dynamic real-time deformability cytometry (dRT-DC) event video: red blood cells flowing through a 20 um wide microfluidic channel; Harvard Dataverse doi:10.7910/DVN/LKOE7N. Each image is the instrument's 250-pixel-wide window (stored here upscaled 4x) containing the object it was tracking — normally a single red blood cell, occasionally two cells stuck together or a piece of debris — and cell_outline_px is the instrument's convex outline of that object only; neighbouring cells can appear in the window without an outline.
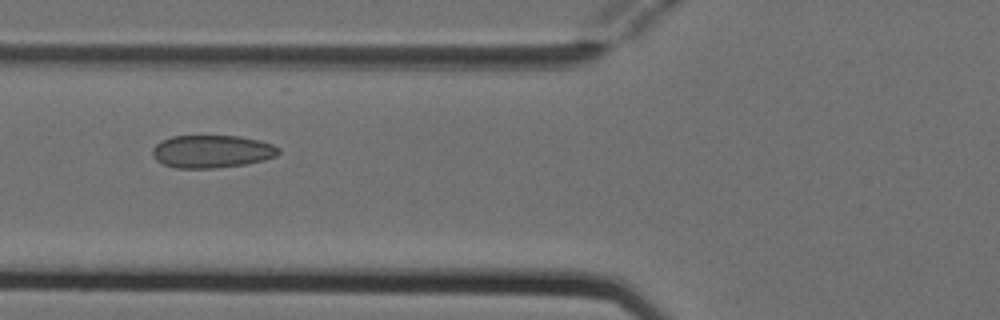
{"species": "Egyptian fruit bat (a non-hibernating species)", "species_latin": "Rousettus aegyptiacus", "temperature_condition": "cold", "stored_images_in_passage": 4, "camera_frame_rate_fps": 3000, "um_per_image_px": 0.085, "animal": {"sex": "female"}, "frame": {"image": 1, "passage_image": 2, "time_ms": 0.333, "image_size_px": [1000, 320], "cell_outline_px": [[280, 152], [276, 156], [264, 160], [244, 164], [216, 168], [176, 168], [164, 164], [156, 160], [152, 156], [152, 148], [160, 140], [172, 136], [240, 136], [260, 140], [272, 144], [280, 148]], "centroid_in_image_um": [18.0, 12.87], "position_along_channel_um": 107.8, "area_um2": 24.22}}
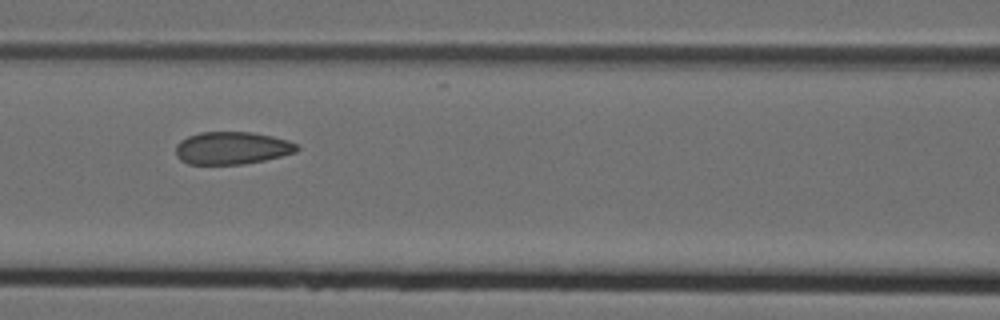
{"frame": {"image": 2, "passage_image": 3, "time_ms": 0.667, "image_size_px": [1000, 320], "cell_outline_px": [[300, 148], [296, 152], [264, 160], [244, 164], [188, 164], [180, 160], [176, 156], [176, 144], [180, 140], [188, 136], [200, 132], [252, 132], [272, 136], [288, 140], [296, 144]], "centroid_in_image_um": [19.7, 12.58], "position_along_channel_um": 146.9, "area_um2": 23.06}}
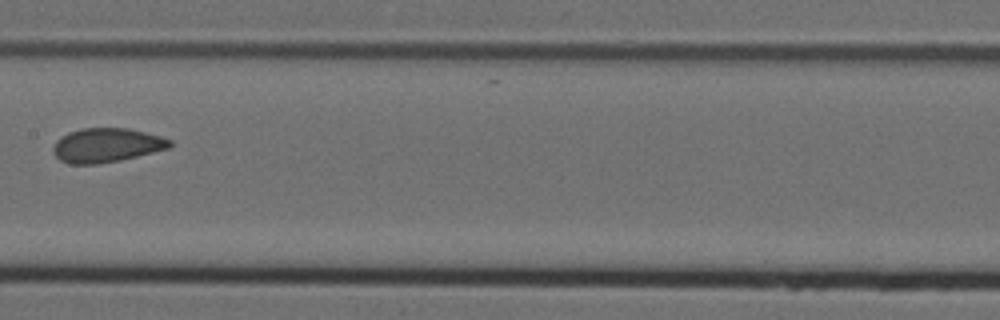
{"frame": {"image": 3, "passage_image": 4, "time_ms": 1.0, "image_size_px": [1000, 320], "cell_outline_px": [[172, 144], [168, 148], [120, 160], [96, 164], [68, 164], [60, 160], [52, 152], [52, 148], [56, 140], [60, 136], [68, 132], [84, 128], [128, 128], [160, 136], [172, 140]], "centroid_in_image_um": [9.01, 12.34], "position_along_channel_um": 198.4, "area_um2": 23.18}}